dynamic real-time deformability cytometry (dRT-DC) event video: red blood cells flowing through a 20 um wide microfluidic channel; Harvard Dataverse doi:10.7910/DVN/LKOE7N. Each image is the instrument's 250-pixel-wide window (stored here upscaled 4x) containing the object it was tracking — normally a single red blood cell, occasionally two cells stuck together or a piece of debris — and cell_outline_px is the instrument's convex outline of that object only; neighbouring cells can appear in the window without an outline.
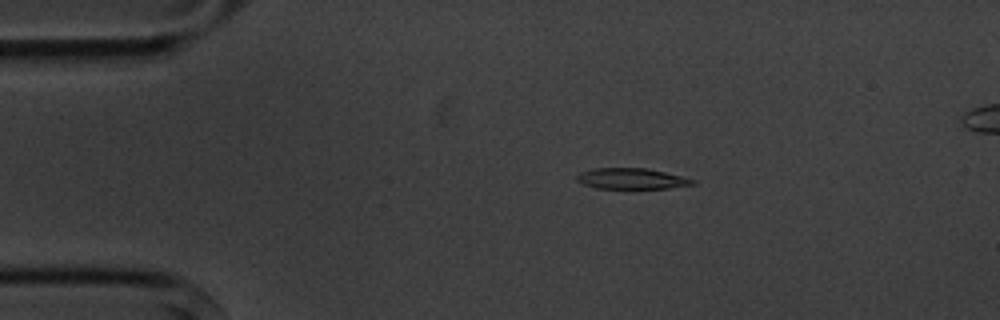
{"species": "common noctule bat (a hibernating species)", "species_latin": "Nyctalus noctula", "temperature_condition": "cold", "stored_images_in_passage": 5, "camera_frame_rate_fps": 3000, "um_per_image_px": 0.085, "animal": {"sex": "male", "body_mass_g": 20.1, "forearm_length_mm": 53.5}, "frame": {"image": 1, "passage_image": 3, "time_ms": 3.0, "image_size_px": [1000, 320], "cell_outline_px": [[696, 184], [668, 188], [596, 188], [584, 184], [576, 180], [576, 176], [580, 172], [592, 168], [648, 168], [696, 180]], "centroid_in_image_um": [53.66, 15.18], "position_along_channel_um": 31.3, "area_um2": 13.99}}